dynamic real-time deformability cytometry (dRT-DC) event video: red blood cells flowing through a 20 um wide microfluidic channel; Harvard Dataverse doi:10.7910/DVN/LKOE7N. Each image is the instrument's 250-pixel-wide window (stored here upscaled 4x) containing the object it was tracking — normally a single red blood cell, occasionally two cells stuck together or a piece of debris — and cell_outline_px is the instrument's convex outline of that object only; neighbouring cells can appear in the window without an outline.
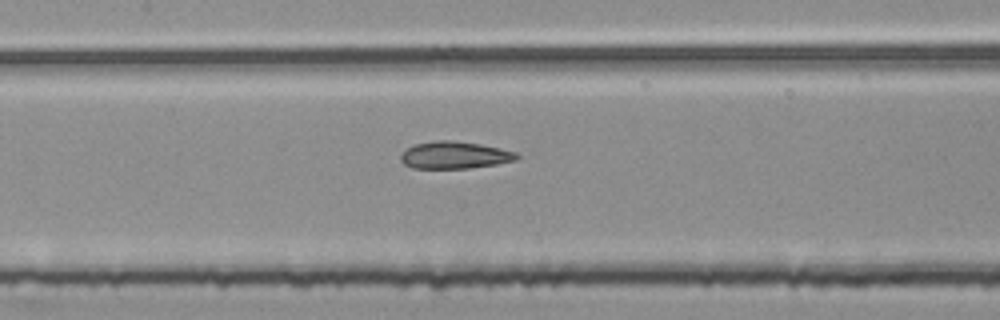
{"species": "common noctule bat (a hibernating species)", "species_latin": "Nyctalus noctula", "temperature_condition": "room temperature", "stored_images_in_passage": 44, "segment_of_instrument_passage": [2, 2], "camera_frame_rate_fps": 3000, "um_per_image_px": 0.085, "animal": {"sex": "female", "body_mass_g": 25.1}, "frame": {"image": 1, "passage_image": 18, "time_ms": 5.667, "image_size_px": [1000, 320], "cell_outline_px": [[520, 156], [516, 160], [496, 164], [468, 168], [412, 168], [404, 164], [400, 160], [400, 156], [408, 148], [416, 144], [432, 140], [452, 140], [480, 144], [500, 148], [516, 152]], "centroid_in_image_um": [38.64, 13.18], "position_along_channel_um": 168.8, "area_um2": 18.32}}
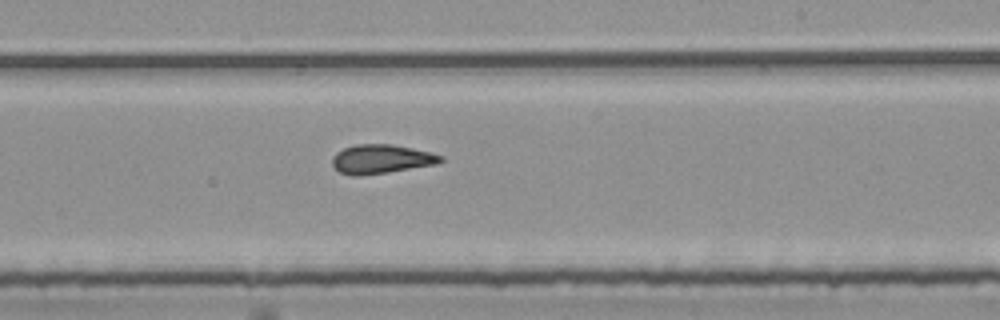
{"frame": {"image": 2, "passage_image": 25, "time_ms": 8.0, "image_size_px": [1000, 320], "cell_outline_px": [[444, 160], [436, 164], [388, 172], [360, 176], [352, 176], [340, 172], [332, 164], [332, 156], [336, 152], [344, 148], [356, 144], [392, 144], [432, 152], [444, 156]], "centroid_in_image_um": [32.41, 13.52], "position_along_channel_um": 256.6, "area_um2": 18.44}}
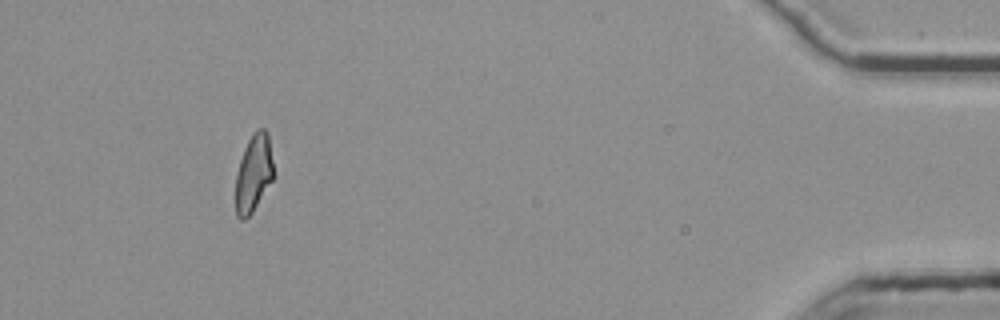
{"frame": {"image": 3, "passage_image": 43, "time_ms": 14.0, "image_size_px": [1000, 320], "cell_outline_px": [[276, 176], [252, 212], [244, 220], [240, 220], [236, 216], [236, 172], [244, 148], [252, 132], [256, 128], [264, 128], [268, 132]], "centroid_in_image_um": [21.59, 14.69], "position_along_channel_um": 413.6, "area_um2": 17.63}}